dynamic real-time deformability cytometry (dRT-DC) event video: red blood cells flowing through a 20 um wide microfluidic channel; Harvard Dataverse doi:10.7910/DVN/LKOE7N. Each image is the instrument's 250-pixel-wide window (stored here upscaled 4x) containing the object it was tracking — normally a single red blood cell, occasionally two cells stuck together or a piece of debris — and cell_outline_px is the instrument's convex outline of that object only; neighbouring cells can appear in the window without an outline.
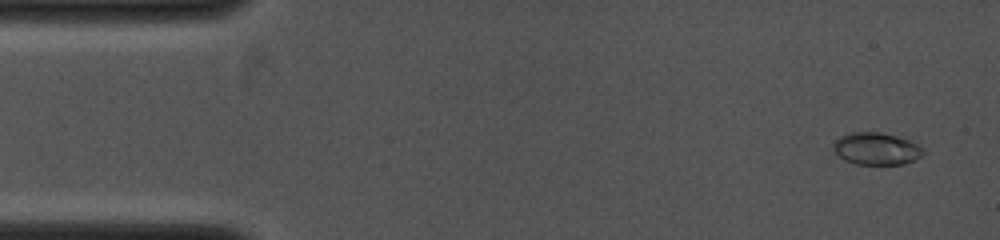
{"species": "common noctule bat (a hibernating species)", "species_latin": "Nyctalus noctula", "temperature_condition": "cold", "stored_images_in_passage": 37, "camera_frame_rate_fps": 4000, "um_per_image_px": 0.085, "animal": {"sex": "female", "body_mass_g": 19.0, "forearm_length_mm": 53.3}, "frame": {"image": 1, "passage_image": 2, "time_ms": 0.25, "image_size_px": [1000, 240], "cell_outline_px": [[924, 152], [916, 160], [904, 164], [856, 164], [844, 160], [832, 148], [832, 144], [840, 136], [852, 132], [880, 132], [896, 136], [908, 140], [924, 148]], "centroid_in_image_um": [74.48, 12.64], "position_along_channel_um": 10.5, "area_um2": 16.82}}
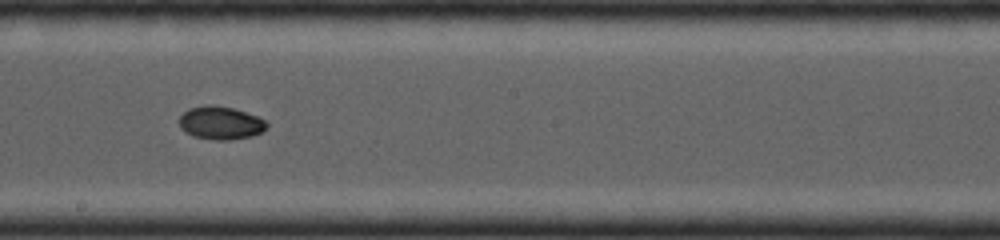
{"frame": {"image": 2, "passage_image": 20, "time_ms": 6.5, "image_size_px": [1000, 240], "cell_outline_px": [[268, 124], [260, 132], [252, 136], [224, 140], [216, 140], [192, 136], [180, 128], [180, 116], [188, 108], [204, 104], [212, 104], [232, 108], [256, 116], [264, 120]], "centroid_in_image_um": [18.7, 10.43], "position_along_channel_um": 229.5, "area_um2": 16.7}}
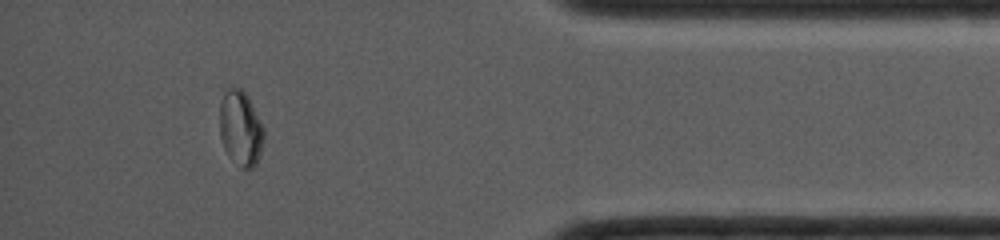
{"frame": {"image": 3, "passage_image": 33, "time_ms": 10.5, "image_size_px": [1000, 240], "cell_outline_px": [[264, 136], [260, 152], [256, 164], [252, 168], [240, 168], [224, 148], [220, 136], [220, 104], [224, 92], [228, 88], [240, 88], [248, 96], [264, 128]], "centroid_in_image_um": [20.45, 10.9], "position_along_channel_um": 414.8, "area_um2": 19.13}}